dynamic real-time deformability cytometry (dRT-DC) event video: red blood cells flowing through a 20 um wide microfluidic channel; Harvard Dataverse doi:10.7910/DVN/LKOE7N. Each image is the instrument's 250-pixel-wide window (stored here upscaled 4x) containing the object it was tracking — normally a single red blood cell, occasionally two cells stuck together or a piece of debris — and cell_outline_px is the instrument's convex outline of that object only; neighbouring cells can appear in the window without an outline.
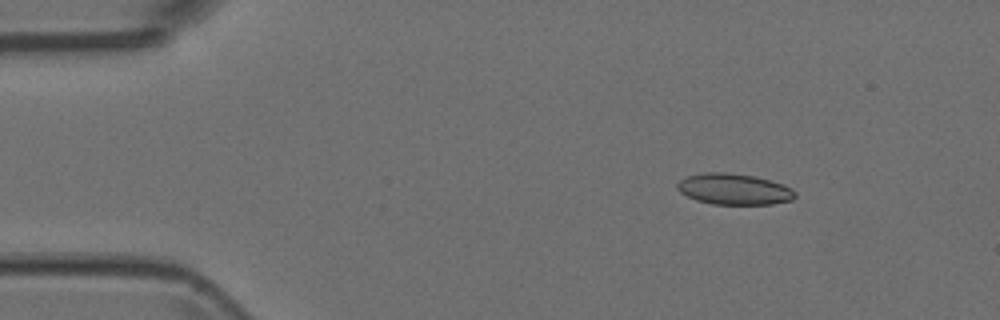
{"species": "Egyptian fruit bat (a non-hibernating species)", "species_latin": "Rousettus aegyptiacus", "temperature_condition": "room temperature", "stored_images_in_passage": 5, "camera_frame_rate_fps": 3000, "um_per_image_px": 0.085, "animal": {"sex": "female"}, "frame": {"image": 1, "passage_image": 3, "time_ms": 0.667, "image_size_px": [1000, 320], "cell_outline_px": [[796, 196], [792, 200], [772, 204], [712, 204], [696, 200], [680, 192], [676, 188], [676, 184], [680, 180], [688, 176], [704, 172], [724, 172], [752, 176], [768, 180], [792, 188], [796, 192]], "centroid_in_image_um": [62.37, 16.08], "position_along_channel_um": 22.6, "area_um2": 21.15}}